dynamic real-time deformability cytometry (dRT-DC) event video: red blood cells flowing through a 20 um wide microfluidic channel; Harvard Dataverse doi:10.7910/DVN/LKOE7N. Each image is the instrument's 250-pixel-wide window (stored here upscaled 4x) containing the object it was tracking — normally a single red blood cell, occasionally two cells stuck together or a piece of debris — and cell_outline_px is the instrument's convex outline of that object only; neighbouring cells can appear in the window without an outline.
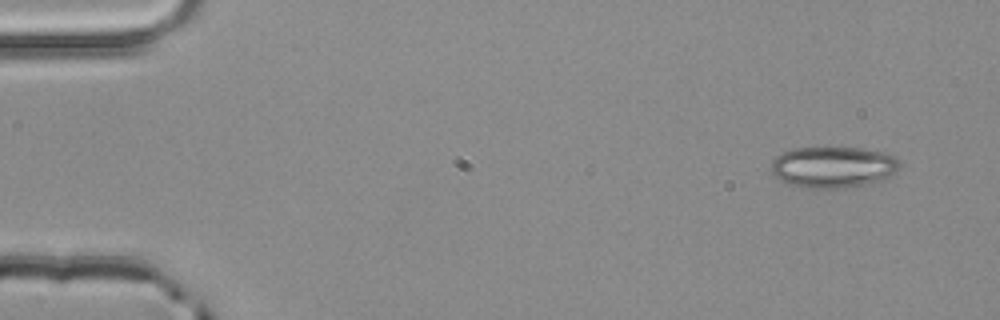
{"species": "common noctule bat (a hibernating species)", "species_latin": "Nyctalus noctula", "temperature_condition": "room temperature", "stored_images_in_passage": 4, "camera_frame_rate_fps": 3000, "um_per_image_px": 0.085, "animal": {"sex": "male", "body_mass_g": 20.4}, "frame": {"image": 1, "passage_image": 1, "time_ms": 0.0, "image_size_px": [1000, 320], "cell_outline_px": [[900, 168], [896, 172], [884, 180], [844, 188], [808, 188], [788, 184], [780, 180], [772, 172], [772, 160], [780, 152], [792, 148], [828, 144], [864, 148], [884, 152], [896, 156], [900, 164]], "centroid_in_image_um": [70.82, 14.14], "position_along_channel_um": 14.2, "area_um2": 32.19}}